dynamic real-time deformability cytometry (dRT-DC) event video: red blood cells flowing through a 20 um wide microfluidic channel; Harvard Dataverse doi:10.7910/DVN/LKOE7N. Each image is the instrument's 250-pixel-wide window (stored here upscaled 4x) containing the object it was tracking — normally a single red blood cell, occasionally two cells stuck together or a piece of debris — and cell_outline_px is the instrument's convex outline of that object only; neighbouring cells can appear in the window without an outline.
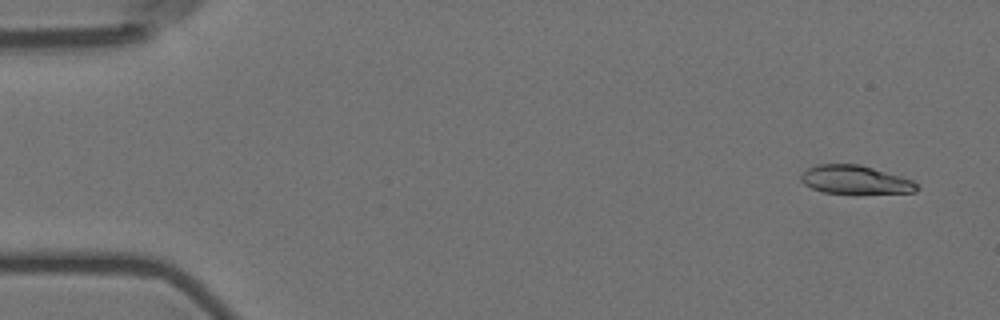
{"species": "Egyptian fruit bat (a non-hibernating species)", "species_latin": "Rousettus aegyptiacus", "temperature_condition": "room temperature", "stored_images_in_passage": 4, "camera_frame_rate_fps": 3000, "um_per_image_px": 0.085, "animal": {"sex": "female"}, "frame": {"image": 1, "passage_image": 1, "time_ms": 0.0, "image_size_px": [1000, 320], "cell_outline_px": [[920, 188], [916, 192], [824, 192], [812, 188], [804, 184], [800, 180], [800, 176], [808, 168], [816, 164], [860, 164], [900, 176], [912, 180]], "centroid_in_image_um": [72.66, 15.25], "position_along_channel_um": 12.3, "area_um2": 18.73}}
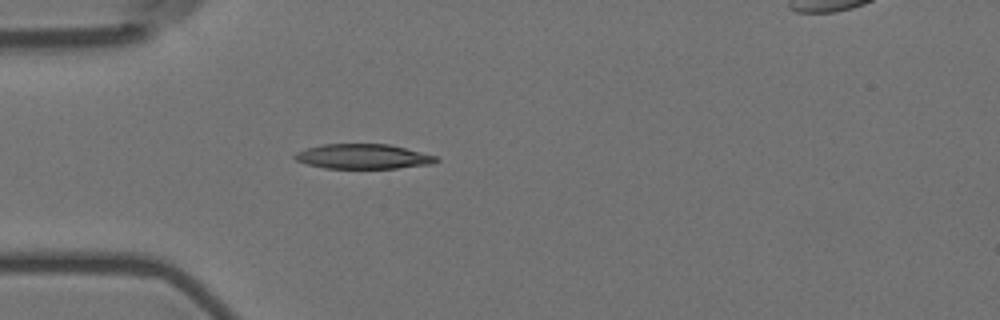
{"frame": {"image": 2, "passage_image": 4, "time_ms": 1.0, "image_size_px": [1000, 320], "cell_outline_px": [[440, 160], [432, 164], [396, 168], [324, 168], [308, 164], [296, 160], [292, 156], [296, 152], [308, 148], [324, 144], [388, 144], [436, 156]], "centroid_in_image_um": [30.85, 13.3], "position_along_channel_um": 54.1, "area_um2": 20.23}}